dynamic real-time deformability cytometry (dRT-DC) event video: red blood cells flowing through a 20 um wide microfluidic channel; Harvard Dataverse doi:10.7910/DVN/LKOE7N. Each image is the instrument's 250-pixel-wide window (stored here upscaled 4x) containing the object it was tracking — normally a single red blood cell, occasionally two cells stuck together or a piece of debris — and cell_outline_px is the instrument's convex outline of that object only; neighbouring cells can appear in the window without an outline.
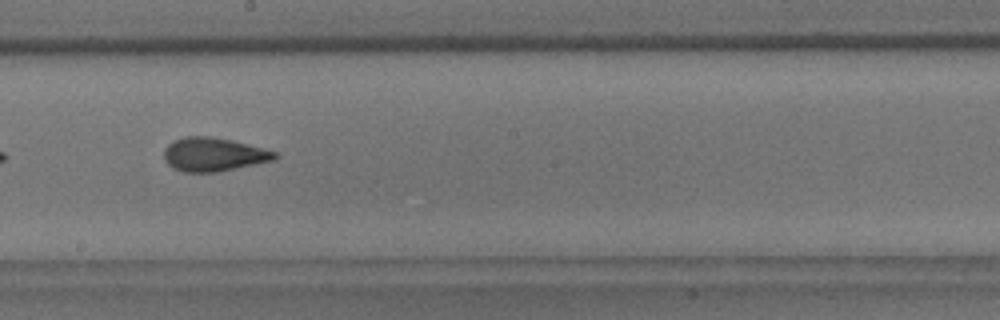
{"species": "common noctule bat (a hibernating species)", "species_latin": "Nyctalus noctula", "temperature_condition": "room temperature", "stored_images_in_passage": 13, "camera_frame_rate_fps": 3000, "um_per_image_px": 0.085, "animal": {"sex": "male", "body_mass_g": 18.8}, "frame": {"image": 1, "passage_image": 6, "time_ms": 1.667, "image_size_px": [1000, 320], "cell_outline_px": [[280, 156], [276, 160], [220, 172], [184, 172], [172, 168], [164, 160], [164, 148], [168, 144], [184, 136], [208, 136], [228, 140], [276, 152]], "centroid_in_image_um": [18.14, 13.15], "position_along_channel_um": 230.1, "area_um2": 21.68}}